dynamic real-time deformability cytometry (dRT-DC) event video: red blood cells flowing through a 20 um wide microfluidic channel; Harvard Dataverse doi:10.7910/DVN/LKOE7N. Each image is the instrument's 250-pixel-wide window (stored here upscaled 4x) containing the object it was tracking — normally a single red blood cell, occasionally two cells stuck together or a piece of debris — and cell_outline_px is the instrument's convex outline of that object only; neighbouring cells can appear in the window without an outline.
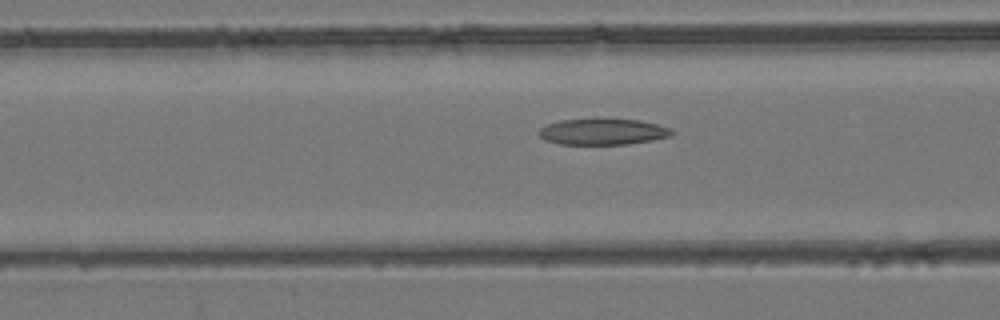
{"species": "common noctule bat (a hibernating species)", "species_latin": "Nyctalus noctula", "temperature_condition": "room temperature", "stored_images_in_passage": 53, "camera_frame_rate_fps": 3000, "um_per_image_px": 0.085, "animal": {"sex": "female", "body_mass_g": 24.6, "forearm_length_mm": 56.2}, "frame": {"image": 1, "passage_image": 21, "time_ms": 6.667, "image_size_px": [1000, 320], "cell_outline_px": [[676, 132], [672, 136], [652, 140], [628, 144], [560, 144], [544, 140], [536, 132], [540, 128], [548, 124], [560, 120], [596, 116], [640, 120], [672, 128]], "centroid_in_image_um": [51.24, 11.15], "position_along_channel_um": 115.4, "area_um2": 21.21}}
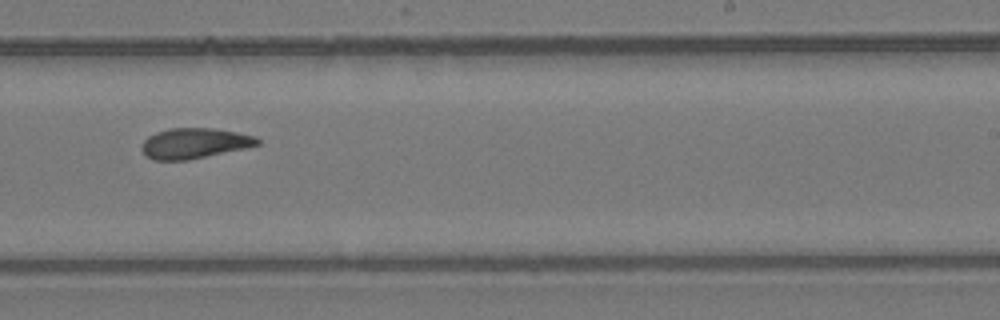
{"frame": {"image": 2, "passage_image": 33, "time_ms": 10.667, "image_size_px": [1000, 320], "cell_outline_px": [[260, 144], [244, 148], [188, 160], [152, 160], [140, 148], [144, 140], [148, 136], [156, 132], [168, 128], [212, 128], [236, 132], [256, 136], [260, 140]], "centroid_in_image_um": [16.51, 12.17], "position_along_channel_um": 272.5, "area_um2": 20.4}}
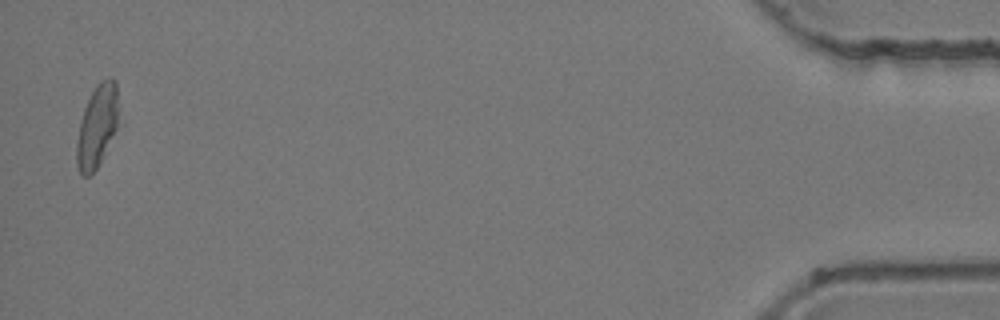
{"frame": {"image": 3, "passage_image": 52, "time_ms": 17.0, "image_size_px": [1000, 320], "cell_outline_px": [[124, 120], [96, 168], [88, 176], [84, 176], [80, 172], [76, 164], [76, 144], [80, 120], [84, 108], [96, 84], [100, 80], [108, 76], [112, 76], [116, 80]], "centroid_in_image_um": [8.36, 10.62], "position_along_channel_um": 426.8, "area_um2": 21.5}, "authors_computed_cell_mechanics": {"area_um2": 21.097, "velocity_mm_per_s": 3.9314, "shape_relaxation_time_tau1_ms": null, "shape_relaxation_time_tau2_ms": 4.5763, "deformation_change_tau1": null, "deformation_change_tau2": 0.1237}}